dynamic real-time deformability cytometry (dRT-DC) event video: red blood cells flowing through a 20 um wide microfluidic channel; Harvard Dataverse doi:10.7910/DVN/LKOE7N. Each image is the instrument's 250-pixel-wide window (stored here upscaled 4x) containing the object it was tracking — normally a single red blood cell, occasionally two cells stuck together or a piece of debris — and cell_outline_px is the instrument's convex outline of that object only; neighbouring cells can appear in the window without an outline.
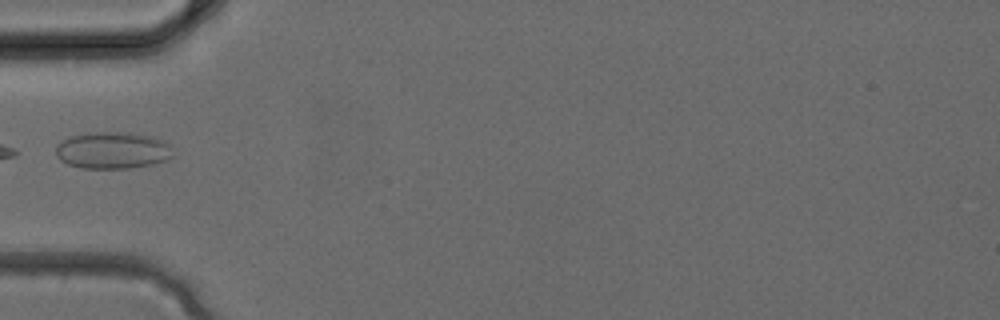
{"species": "common noctule bat (a hibernating species)", "species_latin": "Nyctalus noctula", "temperature_condition": "cold", "stored_images_in_passage": 3, "camera_frame_rate_fps": 3000, "um_per_image_px": 0.085, "animal": {"sex": "female", "body_mass_g": 24.6, "forearm_length_mm": 56.2}, "frame": {"image": 1, "passage_image": 3, "time_ms": 0.667, "image_size_px": [1000, 320], "cell_outline_px": [[172, 156], [168, 160], [152, 164], [128, 168], [80, 168], [68, 164], [60, 160], [56, 156], [56, 144], [72, 136], [88, 132], [128, 132], [152, 136], [164, 140], [172, 144]], "centroid_in_image_um": [9.6, 12.77], "position_along_channel_um": 75.4, "area_um2": 25.43}}